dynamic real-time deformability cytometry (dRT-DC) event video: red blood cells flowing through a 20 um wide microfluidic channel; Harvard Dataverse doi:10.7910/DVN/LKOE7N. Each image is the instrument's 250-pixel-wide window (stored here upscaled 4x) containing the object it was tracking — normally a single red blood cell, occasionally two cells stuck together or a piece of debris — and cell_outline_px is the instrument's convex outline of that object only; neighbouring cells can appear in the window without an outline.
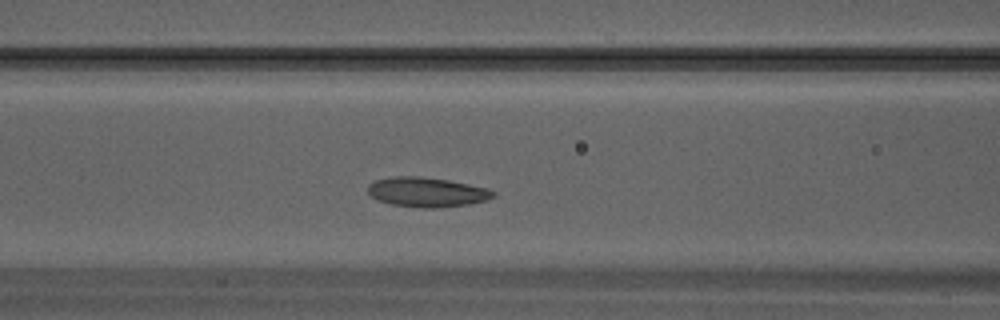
{"species": "Egyptian fruit bat (a non-hibernating species)", "species_latin": "Rousettus aegyptiacus", "temperature_condition": "warm", "stored_images_in_passage": 28, "camera_frame_rate_fps": 3000, "um_per_image_px": 0.085, "animal": {"sex": "male"}, "frame": {"image": 1, "passage_image": 9, "time_ms": 2.667, "image_size_px": [1000, 320], "cell_outline_px": [[496, 196], [488, 200], [468, 204], [436, 208], [424, 208], [392, 204], [376, 200], [368, 192], [368, 184], [376, 180], [396, 176], [420, 176], [448, 180], [488, 188], [496, 192]], "centroid_in_image_um": [36.31, 16.33], "position_along_channel_um": 130.3, "area_um2": 21.68}}
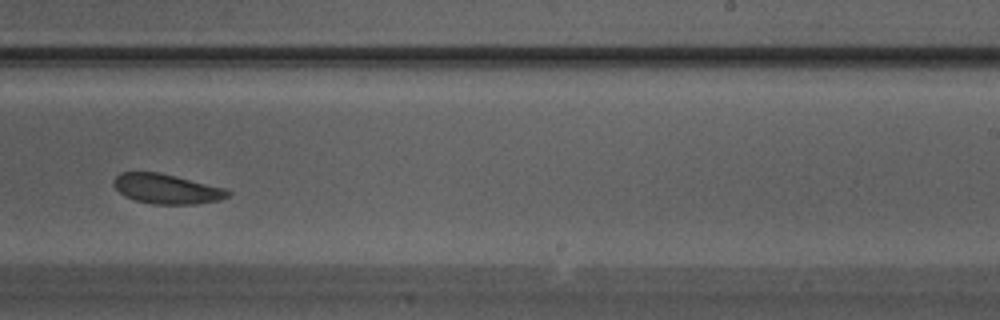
{"frame": {"image": 2, "passage_image": 16, "time_ms": 5.0, "image_size_px": [1000, 320], "cell_outline_px": [[232, 192], [228, 196], [220, 200], [196, 204], [152, 204], [136, 200], [124, 196], [112, 184], [112, 180], [120, 172], [160, 172], [224, 188]], "centroid_in_image_um": [14.14, 16.05], "position_along_channel_um": 274.9, "area_um2": 19.83}}
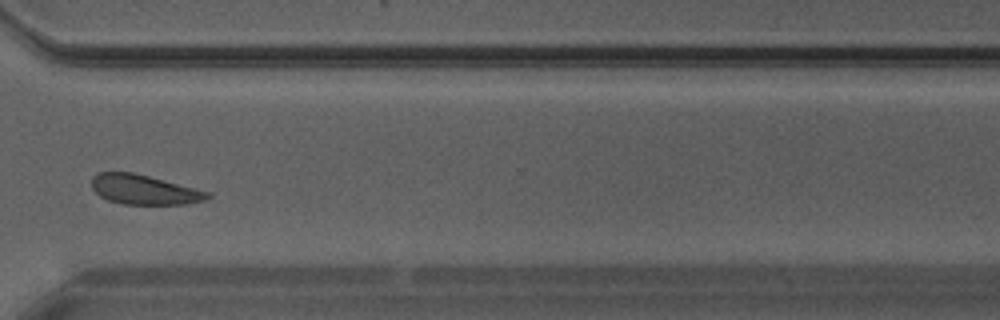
{"frame": {"image": 3, "passage_image": 20, "time_ms": 6.333, "image_size_px": [1000, 320], "cell_outline_px": [[212, 196], [208, 200], [188, 204], [124, 204], [108, 200], [100, 196], [92, 188], [92, 176], [96, 172], [132, 172], [196, 188], [208, 192]], "centroid_in_image_um": [12.26, 16.12], "position_along_channel_um": 358.3, "area_um2": 20.06}}